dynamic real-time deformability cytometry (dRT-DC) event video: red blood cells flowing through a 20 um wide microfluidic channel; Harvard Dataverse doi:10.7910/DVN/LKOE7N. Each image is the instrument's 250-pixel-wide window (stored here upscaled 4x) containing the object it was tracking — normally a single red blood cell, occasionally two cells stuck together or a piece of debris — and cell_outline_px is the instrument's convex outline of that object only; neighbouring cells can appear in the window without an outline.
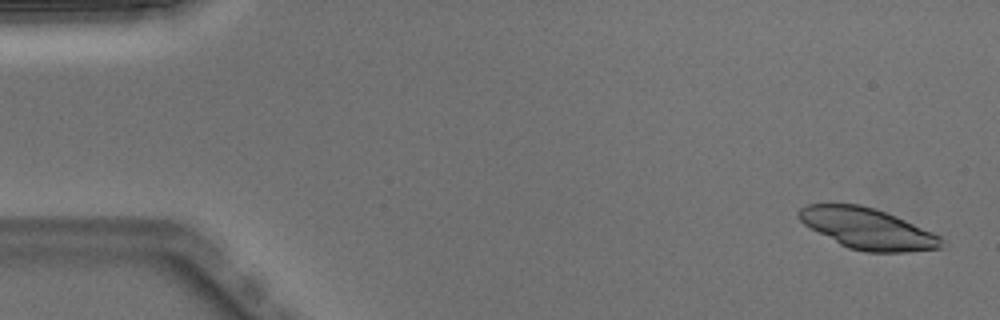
{"species": "Egyptian fruit bat (a non-hibernating species)", "species_latin": "Rousettus aegyptiacus", "temperature_condition": "warm", "stored_images_in_passage": 5, "camera_frame_rate_fps": 3000, "um_per_image_px": 0.085, "animal": {"sex": "male"}, "frame": {"image": 1, "passage_image": 1, "time_ms": 0.0, "image_size_px": [1000, 320], "cell_outline_px": [[944, 240], [940, 248], [908, 252], [864, 252], [848, 248], [840, 244], [804, 224], [796, 216], [796, 212], [800, 208], [808, 204], [860, 204], [876, 208], [932, 232], [940, 236]], "centroid_in_image_um": [73.72, 19.43], "position_along_channel_um": 11.3, "area_um2": 33.81}}